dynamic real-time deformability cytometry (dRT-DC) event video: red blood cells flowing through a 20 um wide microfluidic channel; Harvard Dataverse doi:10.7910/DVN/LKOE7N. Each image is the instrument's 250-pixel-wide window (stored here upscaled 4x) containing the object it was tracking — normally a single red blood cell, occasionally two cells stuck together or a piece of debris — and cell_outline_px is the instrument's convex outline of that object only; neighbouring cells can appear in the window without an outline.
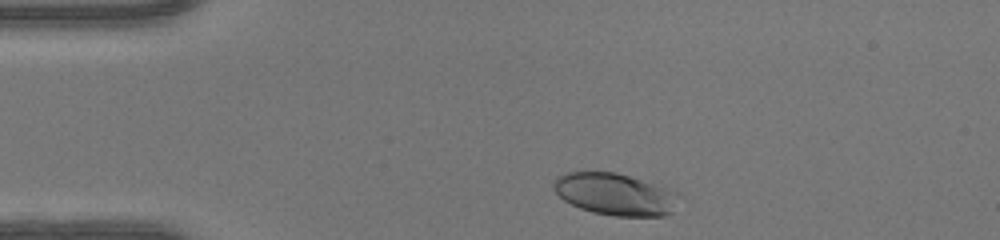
{"species": "human", "species_latin": "Homo sapiens", "temperature_condition": "warm", "stored_images_in_passage": 33, "camera_frame_rate_fps": 3000, "um_per_image_px": 0.085, "donor": {"sex": "female"}, "frame": {"image": 1, "passage_image": 2, "time_ms": 0.333, "image_size_px": [1000, 240], "cell_outline_px": [[676, 192], [668, 212], [664, 216], [616, 216], [592, 212], [580, 208], [564, 200], [552, 188], [552, 180], [564, 172], [616, 172], [676, 188]], "centroid_in_image_um": [52.22, 16.47], "position_along_channel_um": 32.8, "area_um2": 30.58}}
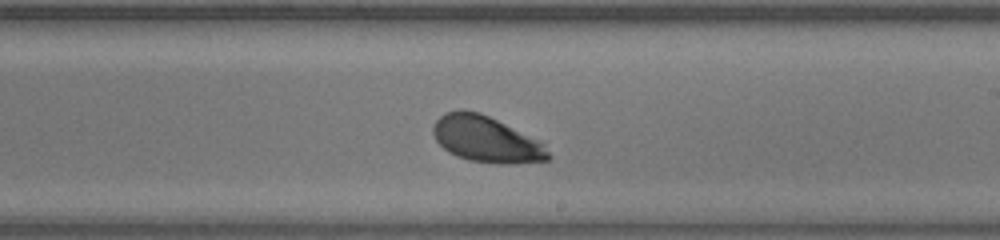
{"frame": {"image": 2, "passage_image": 21, "time_ms": 6.667, "image_size_px": [1000, 240], "cell_outline_px": [[552, 156], [548, 160], [512, 164], [496, 164], [468, 160], [456, 156], [448, 152], [436, 140], [432, 132], [432, 128], [436, 120], [444, 112], [480, 112], [544, 144]], "centroid_in_image_um": [41.32, 11.88], "position_along_channel_um": 247.7, "area_um2": 30.35}}
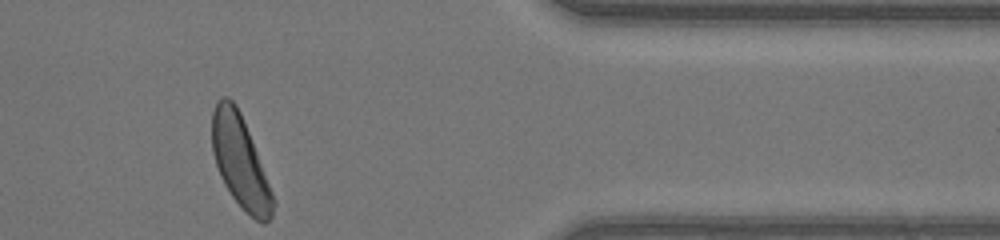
{"frame": {"image": 3, "passage_image": 33, "time_ms": 10.667, "image_size_px": [1000, 240], "cell_outline_px": [[276, 204], [272, 216], [264, 224], [260, 224], [232, 196], [224, 184], [220, 176], [212, 152], [212, 112], [216, 100], [220, 96], [228, 96], [236, 104], [240, 112], [276, 200]], "centroid_in_image_um": [20.41, 13.72], "position_along_channel_um": 391.0, "area_um2": 32.48}, "authors_computed_cell_mechanics": {"area_um2": 30.7496, "velocity_mm_per_s": 4.2002, "shape_relaxation_time_tau1_ms": 1.794, "shape_relaxation_time_tau2_ms": null, "deformation_change_tau1": 0.1292, "deformation_change_tau2": null}}